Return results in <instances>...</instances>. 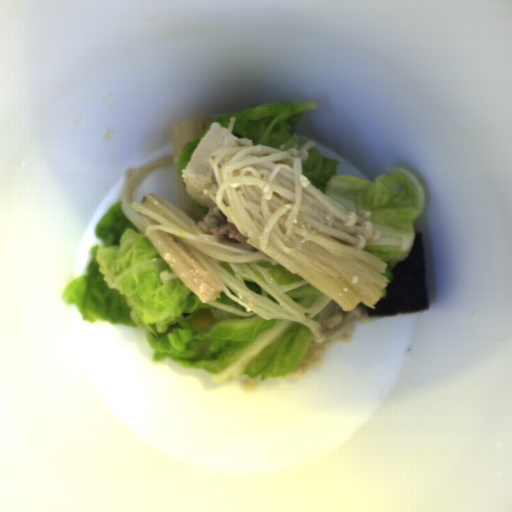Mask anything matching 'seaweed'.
<instances>
[{"mask_svg": "<svg viewBox=\"0 0 512 512\" xmlns=\"http://www.w3.org/2000/svg\"><path fill=\"white\" fill-rule=\"evenodd\" d=\"M392 272V279L386 286V297H380L374 307H367V318L428 309L427 272L421 232L415 233L414 244L406 260L396 262Z\"/></svg>", "mask_w": 512, "mask_h": 512, "instance_id": "1faa68ee", "label": "seaweed"}]
</instances>
